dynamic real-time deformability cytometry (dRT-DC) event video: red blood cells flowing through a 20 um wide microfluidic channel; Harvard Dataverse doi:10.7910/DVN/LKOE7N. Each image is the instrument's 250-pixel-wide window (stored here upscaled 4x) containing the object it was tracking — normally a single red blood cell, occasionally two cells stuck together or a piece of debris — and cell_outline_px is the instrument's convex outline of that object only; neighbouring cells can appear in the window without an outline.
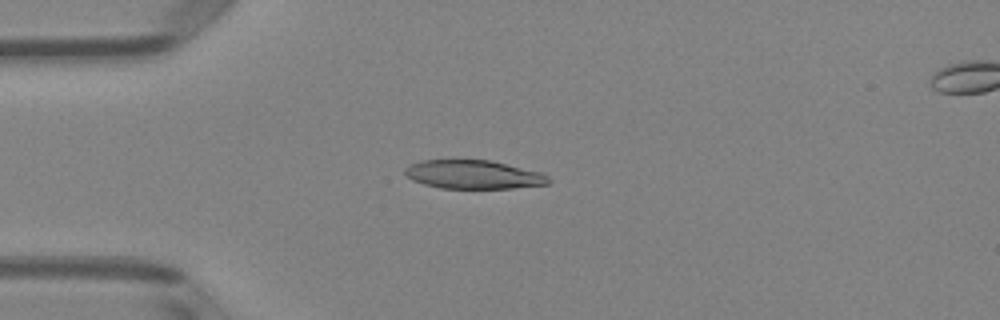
{"species": "Egyptian fruit bat (a non-hibernating species)", "species_latin": "Rousettus aegyptiacus", "temperature_condition": "room temperature", "stored_images_in_passage": 44, "camera_frame_rate_fps": 3000, "um_per_image_px": 0.085, "animal": {"sex": "female"}, "frame": {"image": 1, "passage_image": 12, "time_ms": 3.667, "image_size_px": [1000, 320], "cell_outline_px": [[552, 180], [548, 184], [512, 188], [440, 188], [424, 184], [412, 180], [404, 172], [404, 168], [420, 160], [452, 156], [488, 160], [540, 172], [548, 176]], "centroid_in_image_um": [40.17, 14.78], "position_along_channel_um": 44.8, "area_um2": 24.74}}
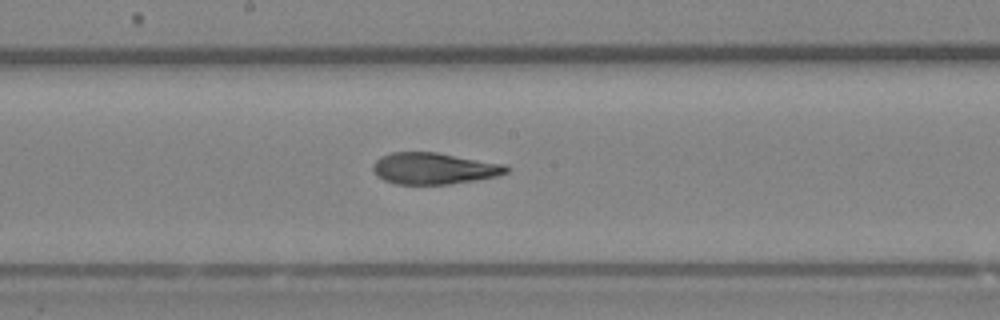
{"frame": {"image": 2, "passage_image": 26, "time_ms": 8.333, "image_size_px": [1000, 320], "cell_outline_px": [[508, 172], [496, 176], [476, 180], [448, 184], [396, 184], [384, 180], [376, 176], [372, 172], [372, 164], [380, 156], [392, 152], [436, 152], [504, 164], [508, 168]], "centroid_in_image_um": [36.83, 14.32], "position_along_channel_um": 211.4, "area_um2": 24.51}}
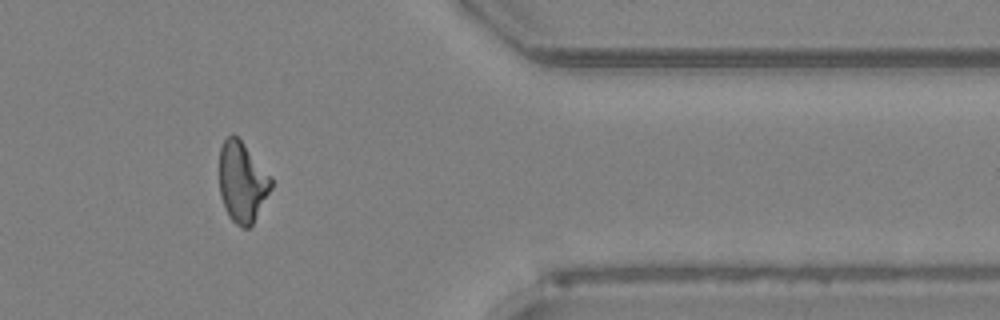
{"frame": {"image": 3, "passage_image": 41, "time_ms": 13.333, "image_size_px": [1000, 320], "cell_outline_px": [[272, 188], [252, 224], [248, 228], [244, 228], [236, 224], [228, 216], [224, 208], [220, 196], [220, 148], [224, 140], [232, 132], [240, 140], [272, 176]], "centroid_in_image_um": [20.59, 15.48], "position_along_channel_um": 390.8, "area_um2": 24.22}, "authors_computed_cell_mechanics": {"area_um2": 24.8829, "velocity_mm_per_s": 3.9895, "shape_relaxation_time_tau1_ms": null, "shape_relaxation_time_tau2_ms": 2.661, "deformation_change_tau1": null, "deformation_change_tau2": 0.108}}